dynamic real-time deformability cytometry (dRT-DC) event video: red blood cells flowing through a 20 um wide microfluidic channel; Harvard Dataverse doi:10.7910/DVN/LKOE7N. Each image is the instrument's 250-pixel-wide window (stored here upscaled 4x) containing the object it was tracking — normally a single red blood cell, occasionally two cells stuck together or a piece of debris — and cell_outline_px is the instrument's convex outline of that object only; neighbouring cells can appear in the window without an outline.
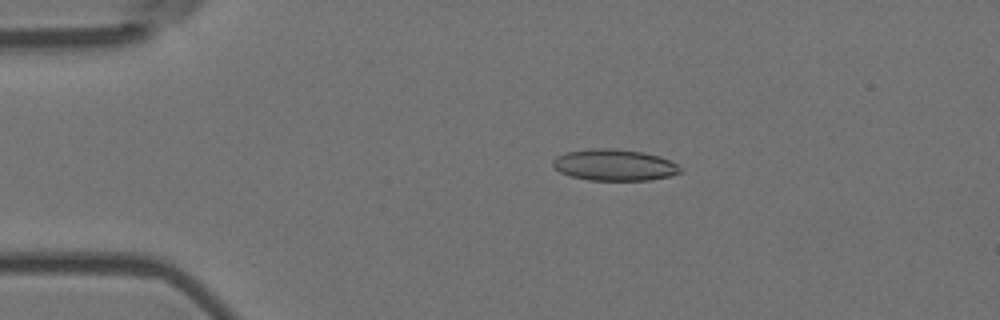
{"species": "Egyptian fruit bat (a non-hibernating species)", "species_latin": "Rousettus aegyptiacus", "temperature_condition": "room temperature", "stored_images_in_passage": 6, "camera_frame_rate_fps": 3000, "um_per_image_px": 0.085, "animal": {"sex": "female"}, "frame": {"image": 1, "passage_image": 2, "time_ms": 0.333, "image_size_px": [1000, 320], "cell_outline_px": [[680, 172], [668, 176], [652, 180], [588, 180], [572, 176], [560, 172], [552, 164], [552, 160], [556, 156], [564, 152], [592, 148], [616, 148], [644, 152], [660, 156], [676, 164], [680, 168]], "centroid_in_image_um": [52.18, 14.01], "position_along_channel_um": 32.8, "area_um2": 23.35}}
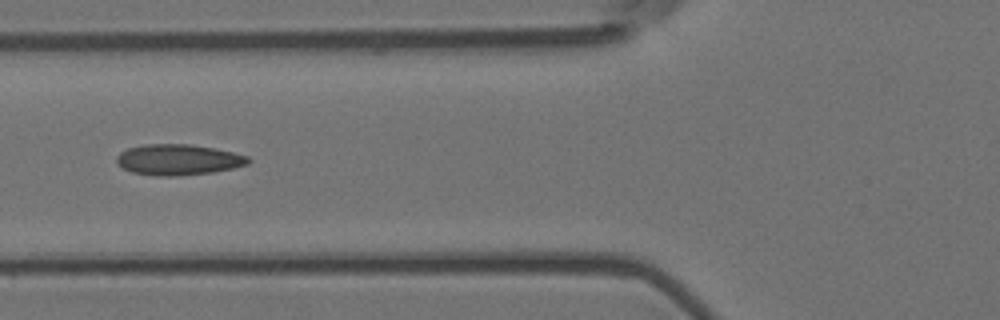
{"frame": {"image": 2, "passage_image": 5, "time_ms": 1.333, "image_size_px": [1000, 320], "cell_outline_px": [[252, 160], [248, 164], [232, 168], [212, 172], [176, 176], [156, 176], [132, 172], [116, 164], [116, 156], [120, 152], [128, 148], [144, 144], [188, 144], [216, 148], [248, 156]], "centroid_in_image_um": [15.14, 13.57], "position_along_channel_um": 110.7, "area_um2": 23.7}}
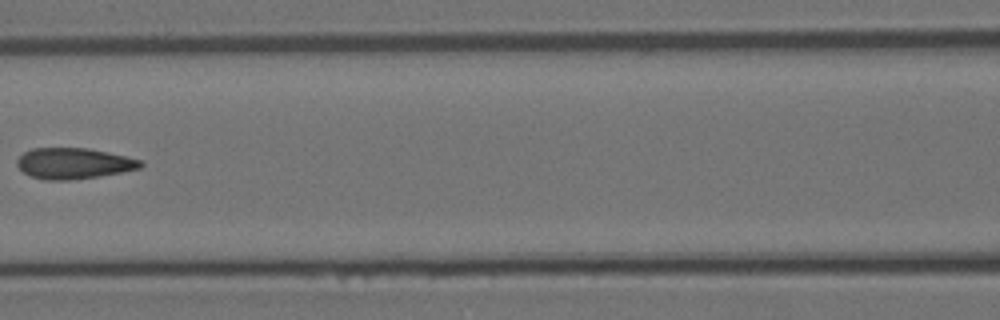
{"frame": {"image": 3, "passage_image": 6, "time_ms": 1.667, "image_size_px": [1000, 320], "cell_outline_px": [[144, 164], [140, 168], [100, 176], [72, 180], [44, 180], [32, 176], [24, 172], [16, 164], [16, 160], [24, 152], [32, 148], [88, 148], [108, 152], [140, 160]], "centroid_in_image_um": [6.24, 13.89], "position_along_channel_um": 160.4, "area_um2": 22.14}}